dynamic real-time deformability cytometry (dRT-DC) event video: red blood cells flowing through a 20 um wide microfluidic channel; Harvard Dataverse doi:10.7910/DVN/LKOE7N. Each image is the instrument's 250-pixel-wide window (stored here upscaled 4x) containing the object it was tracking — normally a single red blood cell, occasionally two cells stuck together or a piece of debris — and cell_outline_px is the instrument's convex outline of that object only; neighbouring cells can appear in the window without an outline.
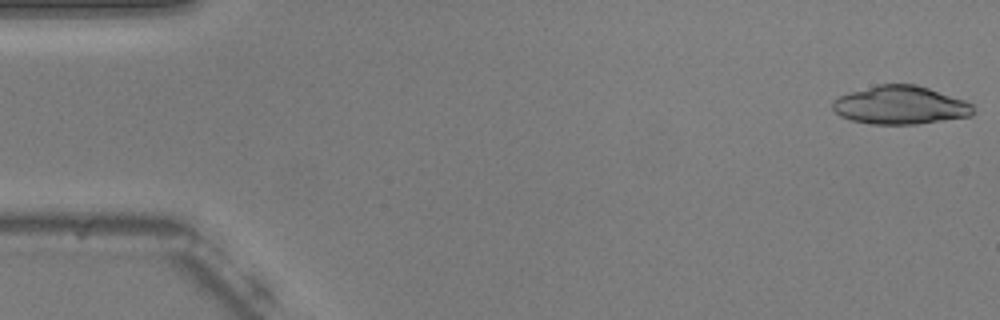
{"species": "common noctule bat (a hibernating species)", "species_latin": "Nyctalus noctula", "temperature_condition": "warm", "stored_images_in_passage": 53, "camera_frame_rate_fps": 3000, "um_per_image_px": 0.085, "animal": {"sex": "male", "body_mass_g": 20.5, "forearm_length_mm": 52.5}, "frame": {"image": 1, "passage_image": 1, "time_ms": 0.0, "image_size_px": [1000, 320], "cell_outline_px": [[976, 112], [972, 116], [916, 124], [872, 124], [852, 120], [840, 116], [832, 108], [832, 100], [848, 92], [880, 84], [916, 84], [964, 100], [972, 104]], "centroid_in_image_um": [76.53, 8.94], "position_along_channel_um": 8.5, "area_um2": 31.39}}
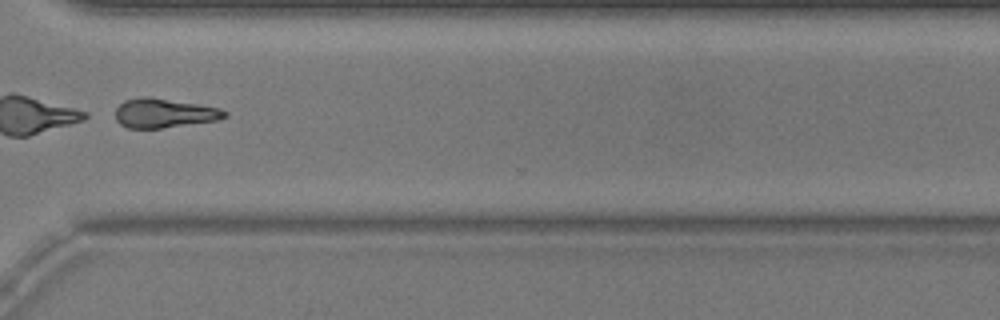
{"frame": {"image": 2, "passage_image": 40, "time_ms": 13.0, "image_size_px": [1000, 320], "cell_outline_px": [[228, 116], [216, 120], [160, 128], [128, 128], [120, 124], [116, 120], [116, 108], [124, 100], [140, 96], [148, 96], [220, 108], [228, 112]], "centroid_in_image_um": [13.92, 9.61], "position_along_channel_um": 356.7, "area_um2": 18.5}}